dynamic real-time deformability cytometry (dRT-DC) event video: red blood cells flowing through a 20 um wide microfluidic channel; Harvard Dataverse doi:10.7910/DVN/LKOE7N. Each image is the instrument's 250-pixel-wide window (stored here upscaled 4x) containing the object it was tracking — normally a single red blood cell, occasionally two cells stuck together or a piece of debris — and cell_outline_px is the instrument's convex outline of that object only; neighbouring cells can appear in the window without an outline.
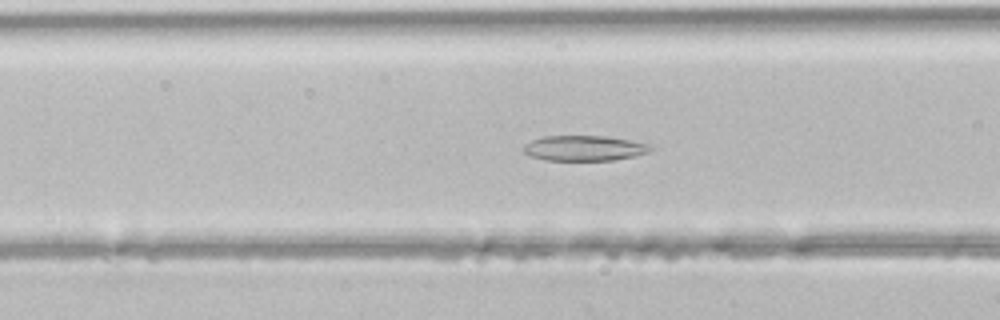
{"species": "common noctule bat (a hibernating species)", "species_latin": "Nyctalus noctula", "temperature_condition": "room temperature", "stored_images_in_passage": 46, "segment_of_instrument_passage": [1, 2], "camera_frame_rate_fps": 3000, "um_per_image_px": 0.085, "animal": {"sex": "male", "body_mass_g": 21.5, "forearm_length_mm": 52.0}, "frame": {"image": 1, "passage_image": 17, "time_ms": 5.333, "image_size_px": [1000, 320], "cell_outline_px": [[652, 148], [648, 152], [636, 156], [616, 160], [544, 160], [532, 156], [524, 152], [524, 144], [532, 140], [544, 136], [604, 136], [652, 144]], "centroid_in_image_um": [49.68, 12.59], "position_along_channel_um": 116.9, "area_um2": 18.67}}
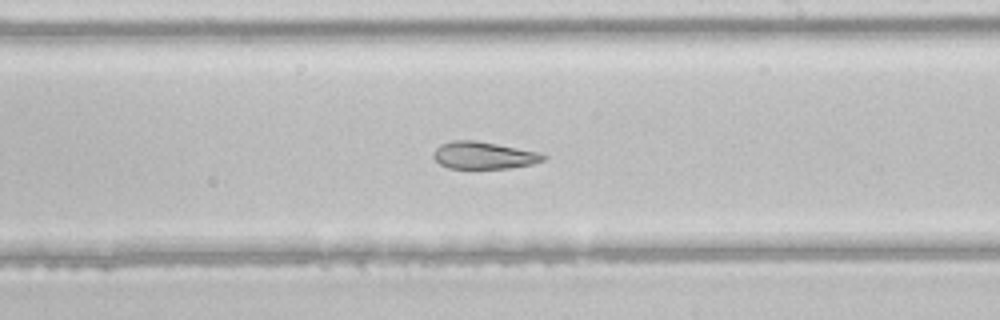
{"frame": {"image": 2, "passage_image": 26, "time_ms": 8.333, "image_size_px": [1000, 320], "cell_outline_px": [[548, 156], [544, 160], [532, 164], [508, 168], [448, 168], [440, 164], [432, 156], [432, 152], [440, 144], [452, 140], [472, 140], [496, 144], [540, 152]], "centroid_in_image_um": [41.1, 13.2], "position_along_channel_um": 247.9, "area_um2": 17.4}}
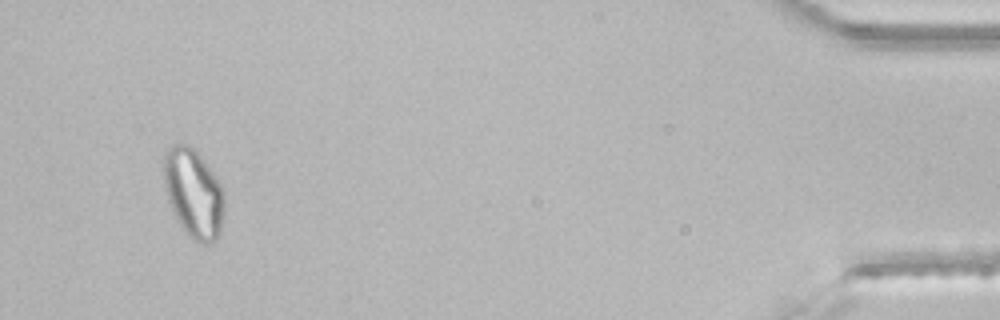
{"frame": {"image": 3, "passage_image": 43, "time_ms": 14.0, "image_size_px": [1000, 320], "cell_outline_px": [[224, 208], [220, 232], [216, 240], [208, 244], [204, 244], [192, 240], [188, 236], [176, 220], [168, 200], [164, 184], [164, 156], [168, 148], [172, 144], [188, 144], [196, 152], [212, 172], [220, 184], [224, 192]], "centroid_in_image_um": [16.44, 16.47], "position_along_channel_um": 418.8, "area_um2": 31.27}}